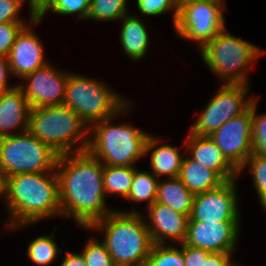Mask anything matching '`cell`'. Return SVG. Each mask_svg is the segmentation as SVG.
<instances>
[{
  "mask_svg": "<svg viewBox=\"0 0 266 266\" xmlns=\"http://www.w3.org/2000/svg\"><path fill=\"white\" fill-rule=\"evenodd\" d=\"M103 171L104 164L87 150L59 155L56 173L61 216L71 217L87 229L113 212L105 207Z\"/></svg>",
  "mask_w": 266,
  "mask_h": 266,
  "instance_id": "obj_1",
  "label": "cell"
},
{
  "mask_svg": "<svg viewBox=\"0 0 266 266\" xmlns=\"http://www.w3.org/2000/svg\"><path fill=\"white\" fill-rule=\"evenodd\" d=\"M9 224L17 229L49 217H59V181L56 171L23 173L6 177Z\"/></svg>",
  "mask_w": 266,
  "mask_h": 266,
  "instance_id": "obj_2",
  "label": "cell"
},
{
  "mask_svg": "<svg viewBox=\"0 0 266 266\" xmlns=\"http://www.w3.org/2000/svg\"><path fill=\"white\" fill-rule=\"evenodd\" d=\"M103 231L113 262L145 266L153 246L145 219L138 211L114 210L87 230Z\"/></svg>",
  "mask_w": 266,
  "mask_h": 266,
  "instance_id": "obj_3",
  "label": "cell"
},
{
  "mask_svg": "<svg viewBox=\"0 0 266 266\" xmlns=\"http://www.w3.org/2000/svg\"><path fill=\"white\" fill-rule=\"evenodd\" d=\"M131 105L130 101L115 116L89 127V131L93 130V137H89L86 150L104 165L134 166L136 161L146 155L145 146L150 134L130 124H111L112 119L120 113L130 111Z\"/></svg>",
  "mask_w": 266,
  "mask_h": 266,
  "instance_id": "obj_4",
  "label": "cell"
},
{
  "mask_svg": "<svg viewBox=\"0 0 266 266\" xmlns=\"http://www.w3.org/2000/svg\"><path fill=\"white\" fill-rule=\"evenodd\" d=\"M87 126L74 110L58 105L32 108L27 131L62 155L87 149L90 134Z\"/></svg>",
  "mask_w": 266,
  "mask_h": 266,
  "instance_id": "obj_5",
  "label": "cell"
},
{
  "mask_svg": "<svg viewBox=\"0 0 266 266\" xmlns=\"http://www.w3.org/2000/svg\"><path fill=\"white\" fill-rule=\"evenodd\" d=\"M201 58L224 84L248 85L247 69L264 52L246 40L226 32L225 28L200 48Z\"/></svg>",
  "mask_w": 266,
  "mask_h": 266,
  "instance_id": "obj_6",
  "label": "cell"
},
{
  "mask_svg": "<svg viewBox=\"0 0 266 266\" xmlns=\"http://www.w3.org/2000/svg\"><path fill=\"white\" fill-rule=\"evenodd\" d=\"M127 103L104 82L68 73L63 105L78 113L88 127L115 116Z\"/></svg>",
  "mask_w": 266,
  "mask_h": 266,
  "instance_id": "obj_7",
  "label": "cell"
},
{
  "mask_svg": "<svg viewBox=\"0 0 266 266\" xmlns=\"http://www.w3.org/2000/svg\"><path fill=\"white\" fill-rule=\"evenodd\" d=\"M59 154L28 131L0 138V171L6 176L56 171Z\"/></svg>",
  "mask_w": 266,
  "mask_h": 266,
  "instance_id": "obj_8",
  "label": "cell"
},
{
  "mask_svg": "<svg viewBox=\"0 0 266 266\" xmlns=\"http://www.w3.org/2000/svg\"><path fill=\"white\" fill-rule=\"evenodd\" d=\"M225 8L223 0H202L185 4L178 10V19L174 26L176 34L194 41L201 48L225 28L222 14Z\"/></svg>",
  "mask_w": 266,
  "mask_h": 266,
  "instance_id": "obj_9",
  "label": "cell"
},
{
  "mask_svg": "<svg viewBox=\"0 0 266 266\" xmlns=\"http://www.w3.org/2000/svg\"><path fill=\"white\" fill-rule=\"evenodd\" d=\"M219 89L190 128V134L210 136L230 119L246 112L255 100L245 97L248 85L222 83Z\"/></svg>",
  "mask_w": 266,
  "mask_h": 266,
  "instance_id": "obj_10",
  "label": "cell"
},
{
  "mask_svg": "<svg viewBox=\"0 0 266 266\" xmlns=\"http://www.w3.org/2000/svg\"><path fill=\"white\" fill-rule=\"evenodd\" d=\"M235 180L226 181L216 189L195 194L188 221L240 222Z\"/></svg>",
  "mask_w": 266,
  "mask_h": 266,
  "instance_id": "obj_11",
  "label": "cell"
},
{
  "mask_svg": "<svg viewBox=\"0 0 266 266\" xmlns=\"http://www.w3.org/2000/svg\"><path fill=\"white\" fill-rule=\"evenodd\" d=\"M226 159L239 170L253 153L252 104L243 114L224 123L209 136Z\"/></svg>",
  "mask_w": 266,
  "mask_h": 266,
  "instance_id": "obj_12",
  "label": "cell"
},
{
  "mask_svg": "<svg viewBox=\"0 0 266 266\" xmlns=\"http://www.w3.org/2000/svg\"><path fill=\"white\" fill-rule=\"evenodd\" d=\"M68 72L50 63L25 76L26 85L18 84L32 108L63 105Z\"/></svg>",
  "mask_w": 266,
  "mask_h": 266,
  "instance_id": "obj_13",
  "label": "cell"
},
{
  "mask_svg": "<svg viewBox=\"0 0 266 266\" xmlns=\"http://www.w3.org/2000/svg\"><path fill=\"white\" fill-rule=\"evenodd\" d=\"M239 223L188 221L183 244L210 253H233L241 231Z\"/></svg>",
  "mask_w": 266,
  "mask_h": 266,
  "instance_id": "obj_14",
  "label": "cell"
},
{
  "mask_svg": "<svg viewBox=\"0 0 266 266\" xmlns=\"http://www.w3.org/2000/svg\"><path fill=\"white\" fill-rule=\"evenodd\" d=\"M39 21L38 18L30 17V24L17 34L7 56L11 73L19 79L48 64L44 58V47L31 29Z\"/></svg>",
  "mask_w": 266,
  "mask_h": 266,
  "instance_id": "obj_15",
  "label": "cell"
},
{
  "mask_svg": "<svg viewBox=\"0 0 266 266\" xmlns=\"http://www.w3.org/2000/svg\"><path fill=\"white\" fill-rule=\"evenodd\" d=\"M146 226L153 244H166V239L183 243L187 234V215L177 213L170 207L155 201L147 208ZM149 222V223H148Z\"/></svg>",
  "mask_w": 266,
  "mask_h": 266,
  "instance_id": "obj_16",
  "label": "cell"
},
{
  "mask_svg": "<svg viewBox=\"0 0 266 266\" xmlns=\"http://www.w3.org/2000/svg\"><path fill=\"white\" fill-rule=\"evenodd\" d=\"M187 135L184 146L187 147L186 152L189 151L192 155L191 159L216 171L225 181L237 178L238 170L226 159L222 150L209 136H197L190 133Z\"/></svg>",
  "mask_w": 266,
  "mask_h": 266,
  "instance_id": "obj_17",
  "label": "cell"
},
{
  "mask_svg": "<svg viewBox=\"0 0 266 266\" xmlns=\"http://www.w3.org/2000/svg\"><path fill=\"white\" fill-rule=\"evenodd\" d=\"M30 110L18 83L14 88L5 91L0 99V138L18 134L10 133L14 129L21 128V133L27 131Z\"/></svg>",
  "mask_w": 266,
  "mask_h": 266,
  "instance_id": "obj_18",
  "label": "cell"
},
{
  "mask_svg": "<svg viewBox=\"0 0 266 266\" xmlns=\"http://www.w3.org/2000/svg\"><path fill=\"white\" fill-rule=\"evenodd\" d=\"M159 139L161 138H156L150 134L146 142L145 154L154 148L149 164L152 169L151 171L157 178L163 175L167 176V178H176L179 176L184 157H182L176 147L170 144H164L158 147Z\"/></svg>",
  "mask_w": 266,
  "mask_h": 266,
  "instance_id": "obj_19",
  "label": "cell"
},
{
  "mask_svg": "<svg viewBox=\"0 0 266 266\" xmlns=\"http://www.w3.org/2000/svg\"><path fill=\"white\" fill-rule=\"evenodd\" d=\"M178 178L195 195L220 187L226 181L214 170L184 157Z\"/></svg>",
  "mask_w": 266,
  "mask_h": 266,
  "instance_id": "obj_20",
  "label": "cell"
},
{
  "mask_svg": "<svg viewBox=\"0 0 266 266\" xmlns=\"http://www.w3.org/2000/svg\"><path fill=\"white\" fill-rule=\"evenodd\" d=\"M120 21H122L120 42L125 54L134 61L144 58L149 46V36L145 25L139 18L128 14Z\"/></svg>",
  "mask_w": 266,
  "mask_h": 266,
  "instance_id": "obj_21",
  "label": "cell"
},
{
  "mask_svg": "<svg viewBox=\"0 0 266 266\" xmlns=\"http://www.w3.org/2000/svg\"><path fill=\"white\" fill-rule=\"evenodd\" d=\"M194 194L176 178L158 182L156 201L164 204L177 213L190 217L192 212Z\"/></svg>",
  "mask_w": 266,
  "mask_h": 266,
  "instance_id": "obj_22",
  "label": "cell"
},
{
  "mask_svg": "<svg viewBox=\"0 0 266 266\" xmlns=\"http://www.w3.org/2000/svg\"><path fill=\"white\" fill-rule=\"evenodd\" d=\"M135 166L104 165L103 188L105 195L116 194L127 199L131 190Z\"/></svg>",
  "mask_w": 266,
  "mask_h": 266,
  "instance_id": "obj_23",
  "label": "cell"
},
{
  "mask_svg": "<svg viewBox=\"0 0 266 266\" xmlns=\"http://www.w3.org/2000/svg\"><path fill=\"white\" fill-rule=\"evenodd\" d=\"M158 178L147 171H138L135 168L131 190L127 199L132 202H147V208L152 205L157 198Z\"/></svg>",
  "mask_w": 266,
  "mask_h": 266,
  "instance_id": "obj_24",
  "label": "cell"
},
{
  "mask_svg": "<svg viewBox=\"0 0 266 266\" xmlns=\"http://www.w3.org/2000/svg\"><path fill=\"white\" fill-rule=\"evenodd\" d=\"M54 234L38 236L30 241L27 248V257L37 266L50 265L62 252L54 241Z\"/></svg>",
  "mask_w": 266,
  "mask_h": 266,
  "instance_id": "obj_25",
  "label": "cell"
},
{
  "mask_svg": "<svg viewBox=\"0 0 266 266\" xmlns=\"http://www.w3.org/2000/svg\"><path fill=\"white\" fill-rule=\"evenodd\" d=\"M126 10L127 0H90L87 20L117 21L130 14Z\"/></svg>",
  "mask_w": 266,
  "mask_h": 266,
  "instance_id": "obj_26",
  "label": "cell"
},
{
  "mask_svg": "<svg viewBox=\"0 0 266 266\" xmlns=\"http://www.w3.org/2000/svg\"><path fill=\"white\" fill-rule=\"evenodd\" d=\"M145 266H184L183 243L181 249L168 244H153Z\"/></svg>",
  "mask_w": 266,
  "mask_h": 266,
  "instance_id": "obj_27",
  "label": "cell"
},
{
  "mask_svg": "<svg viewBox=\"0 0 266 266\" xmlns=\"http://www.w3.org/2000/svg\"><path fill=\"white\" fill-rule=\"evenodd\" d=\"M90 0H53L36 18L42 20L48 11L59 15L78 14L79 18L87 19Z\"/></svg>",
  "mask_w": 266,
  "mask_h": 266,
  "instance_id": "obj_28",
  "label": "cell"
},
{
  "mask_svg": "<svg viewBox=\"0 0 266 266\" xmlns=\"http://www.w3.org/2000/svg\"><path fill=\"white\" fill-rule=\"evenodd\" d=\"M86 266H111L112 257L103 242L91 237L81 251Z\"/></svg>",
  "mask_w": 266,
  "mask_h": 266,
  "instance_id": "obj_29",
  "label": "cell"
},
{
  "mask_svg": "<svg viewBox=\"0 0 266 266\" xmlns=\"http://www.w3.org/2000/svg\"><path fill=\"white\" fill-rule=\"evenodd\" d=\"M258 98L252 102V144L253 154L266 156V114L257 115Z\"/></svg>",
  "mask_w": 266,
  "mask_h": 266,
  "instance_id": "obj_30",
  "label": "cell"
},
{
  "mask_svg": "<svg viewBox=\"0 0 266 266\" xmlns=\"http://www.w3.org/2000/svg\"><path fill=\"white\" fill-rule=\"evenodd\" d=\"M248 165L252 172V179L259 196L264 190H266V156H260L252 153L243 166L238 170V173H240L242 169Z\"/></svg>",
  "mask_w": 266,
  "mask_h": 266,
  "instance_id": "obj_31",
  "label": "cell"
},
{
  "mask_svg": "<svg viewBox=\"0 0 266 266\" xmlns=\"http://www.w3.org/2000/svg\"><path fill=\"white\" fill-rule=\"evenodd\" d=\"M138 10L147 16L166 14L169 10L173 12L174 26L178 19V9L173 0H136Z\"/></svg>",
  "mask_w": 266,
  "mask_h": 266,
  "instance_id": "obj_32",
  "label": "cell"
},
{
  "mask_svg": "<svg viewBox=\"0 0 266 266\" xmlns=\"http://www.w3.org/2000/svg\"><path fill=\"white\" fill-rule=\"evenodd\" d=\"M26 23H0V56H8L17 34Z\"/></svg>",
  "mask_w": 266,
  "mask_h": 266,
  "instance_id": "obj_33",
  "label": "cell"
},
{
  "mask_svg": "<svg viewBox=\"0 0 266 266\" xmlns=\"http://www.w3.org/2000/svg\"><path fill=\"white\" fill-rule=\"evenodd\" d=\"M25 0H0V23H25L19 14Z\"/></svg>",
  "mask_w": 266,
  "mask_h": 266,
  "instance_id": "obj_34",
  "label": "cell"
},
{
  "mask_svg": "<svg viewBox=\"0 0 266 266\" xmlns=\"http://www.w3.org/2000/svg\"><path fill=\"white\" fill-rule=\"evenodd\" d=\"M210 254L204 249L183 244L184 266H204Z\"/></svg>",
  "mask_w": 266,
  "mask_h": 266,
  "instance_id": "obj_35",
  "label": "cell"
},
{
  "mask_svg": "<svg viewBox=\"0 0 266 266\" xmlns=\"http://www.w3.org/2000/svg\"><path fill=\"white\" fill-rule=\"evenodd\" d=\"M232 255V253H211L204 262V266H227Z\"/></svg>",
  "mask_w": 266,
  "mask_h": 266,
  "instance_id": "obj_36",
  "label": "cell"
},
{
  "mask_svg": "<svg viewBox=\"0 0 266 266\" xmlns=\"http://www.w3.org/2000/svg\"><path fill=\"white\" fill-rule=\"evenodd\" d=\"M8 74H12L7 56H0V88H14L15 85H8Z\"/></svg>",
  "mask_w": 266,
  "mask_h": 266,
  "instance_id": "obj_37",
  "label": "cell"
},
{
  "mask_svg": "<svg viewBox=\"0 0 266 266\" xmlns=\"http://www.w3.org/2000/svg\"><path fill=\"white\" fill-rule=\"evenodd\" d=\"M60 266H86V263L81 253L68 252L65 253V257H63Z\"/></svg>",
  "mask_w": 266,
  "mask_h": 266,
  "instance_id": "obj_38",
  "label": "cell"
},
{
  "mask_svg": "<svg viewBox=\"0 0 266 266\" xmlns=\"http://www.w3.org/2000/svg\"><path fill=\"white\" fill-rule=\"evenodd\" d=\"M53 0H29L30 17H37Z\"/></svg>",
  "mask_w": 266,
  "mask_h": 266,
  "instance_id": "obj_39",
  "label": "cell"
},
{
  "mask_svg": "<svg viewBox=\"0 0 266 266\" xmlns=\"http://www.w3.org/2000/svg\"><path fill=\"white\" fill-rule=\"evenodd\" d=\"M0 196L6 198V176L0 171Z\"/></svg>",
  "mask_w": 266,
  "mask_h": 266,
  "instance_id": "obj_40",
  "label": "cell"
},
{
  "mask_svg": "<svg viewBox=\"0 0 266 266\" xmlns=\"http://www.w3.org/2000/svg\"><path fill=\"white\" fill-rule=\"evenodd\" d=\"M177 9L179 10L182 6H184L185 4L188 3H192V2H197V1H202V0H173Z\"/></svg>",
  "mask_w": 266,
  "mask_h": 266,
  "instance_id": "obj_41",
  "label": "cell"
},
{
  "mask_svg": "<svg viewBox=\"0 0 266 266\" xmlns=\"http://www.w3.org/2000/svg\"><path fill=\"white\" fill-rule=\"evenodd\" d=\"M260 202L266 211V190H264L259 196Z\"/></svg>",
  "mask_w": 266,
  "mask_h": 266,
  "instance_id": "obj_42",
  "label": "cell"
},
{
  "mask_svg": "<svg viewBox=\"0 0 266 266\" xmlns=\"http://www.w3.org/2000/svg\"><path fill=\"white\" fill-rule=\"evenodd\" d=\"M111 266H134V265H131V264H128V263H117V262H113L111 264Z\"/></svg>",
  "mask_w": 266,
  "mask_h": 266,
  "instance_id": "obj_43",
  "label": "cell"
},
{
  "mask_svg": "<svg viewBox=\"0 0 266 266\" xmlns=\"http://www.w3.org/2000/svg\"><path fill=\"white\" fill-rule=\"evenodd\" d=\"M10 89H12V88H0V99H1V97H2V95H3V93H4L5 91H7V90H10Z\"/></svg>",
  "mask_w": 266,
  "mask_h": 266,
  "instance_id": "obj_44",
  "label": "cell"
},
{
  "mask_svg": "<svg viewBox=\"0 0 266 266\" xmlns=\"http://www.w3.org/2000/svg\"><path fill=\"white\" fill-rule=\"evenodd\" d=\"M227 266H237L236 264H233L232 260L227 264Z\"/></svg>",
  "mask_w": 266,
  "mask_h": 266,
  "instance_id": "obj_45",
  "label": "cell"
}]
</instances>
